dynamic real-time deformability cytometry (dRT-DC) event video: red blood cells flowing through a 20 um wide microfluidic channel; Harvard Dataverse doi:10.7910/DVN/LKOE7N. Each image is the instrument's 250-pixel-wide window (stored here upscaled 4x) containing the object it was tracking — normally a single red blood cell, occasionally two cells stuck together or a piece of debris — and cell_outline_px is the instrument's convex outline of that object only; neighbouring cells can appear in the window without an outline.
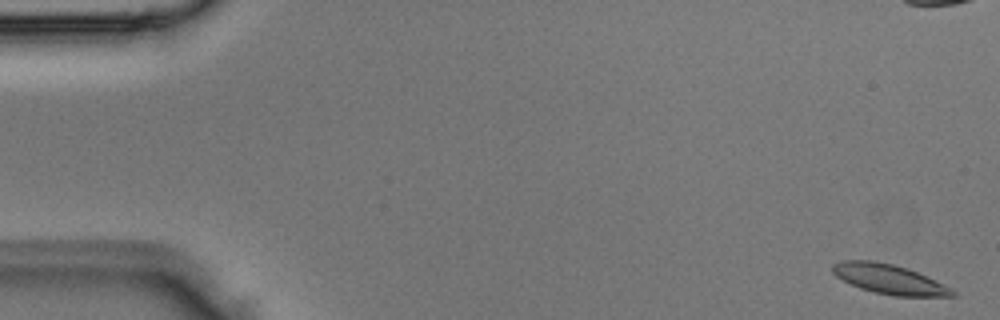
{"species": "Egyptian fruit bat (a non-hibernating species)", "species_latin": "Rousettus aegyptiacus", "temperature_condition": "room temperature", "stored_images_in_passage": 4, "camera_frame_rate_fps": 3000, "um_per_image_px": 0.085, "animal": {"sex": "male"}, "frame": {"image": 1, "passage_image": 1, "time_ms": 0.0, "image_size_px": [1000, 320], "cell_outline_px": [[956, 296], [892, 296], [860, 288], [836, 276], [832, 272], [832, 264], [844, 260], [872, 260], [892, 264], [908, 268], [952, 288], [956, 292]], "centroid_in_image_um": [75.58, 23.72], "position_along_channel_um": 9.4, "area_um2": 20.52}}